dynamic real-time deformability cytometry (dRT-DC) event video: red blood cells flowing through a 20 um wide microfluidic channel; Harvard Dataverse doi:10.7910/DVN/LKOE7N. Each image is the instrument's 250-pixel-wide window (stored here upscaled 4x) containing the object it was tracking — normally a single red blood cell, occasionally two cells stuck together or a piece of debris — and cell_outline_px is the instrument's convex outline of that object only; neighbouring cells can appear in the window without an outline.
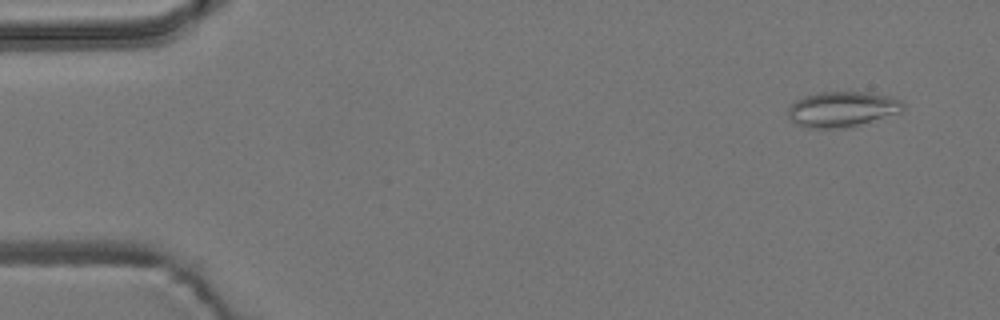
{"species": "common noctule bat (a hibernating species)", "species_latin": "Nyctalus noctula", "temperature_condition": "room temperature", "stored_images_in_passage": 5, "camera_frame_rate_fps": 3000, "um_per_image_px": 0.085, "animal": {"sex": "male", "body_mass_g": 19.2, "forearm_length_mm": 51.8}, "frame": {"image": 1, "passage_image": 1, "time_ms": 0.0, "image_size_px": [1000, 320], "cell_outline_px": [[904, 108], [900, 112], [848, 128], [808, 128], [796, 124], [788, 116], [788, 108], [796, 100], [804, 96], [820, 92], [868, 92], [888, 96], [900, 100], [904, 104]], "centroid_in_image_um": [71.57, 9.28], "position_along_channel_um": 13.4, "area_um2": 23.64}}